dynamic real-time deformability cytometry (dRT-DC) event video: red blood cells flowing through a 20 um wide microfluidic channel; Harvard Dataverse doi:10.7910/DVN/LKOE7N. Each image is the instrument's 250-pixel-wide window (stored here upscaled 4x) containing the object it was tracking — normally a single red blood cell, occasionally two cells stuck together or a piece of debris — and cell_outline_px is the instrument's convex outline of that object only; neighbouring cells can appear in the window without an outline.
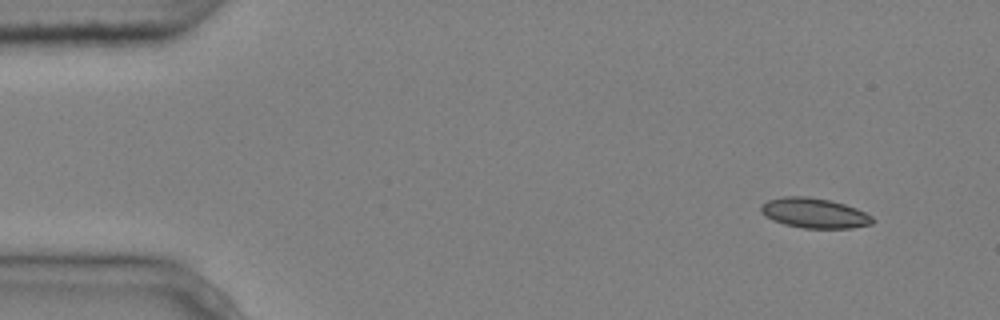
{"species": "common noctule bat (a hibernating species)", "species_latin": "Nyctalus noctula", "temperature_condition": "cold", "stored_images_in_passage": 4, "camera_frame_rate_fps": 3000, "um_per_image_px": 0.085, "animal": {"sex": "male", "body_mass_g": 20.4}, "frame": {"image": 1, "passage_image": 1, "time_ms": 0.0, "image_size_px": [1000, 320], "cell_outline_px": [[876, 220], [872, 224], [852, 228], [804, 228], [784, 224], [772, 220], [760, 208], [760, 204], [768, 200], [784, 196], [808, 196], [828, 200], [844, 204], [856, 208], [872, 216]], "centroid_in_image_um": [69.24, 18.11], "position_along_channel_um": 15.8, "area_um2": 19.42}}
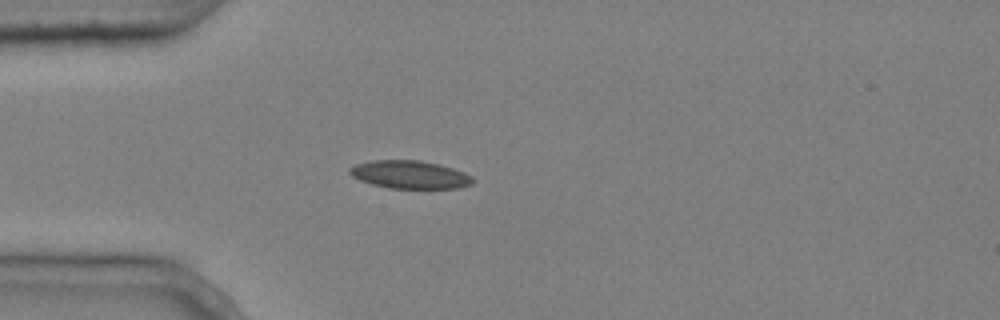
{"frame": {"image": 2, "passage_image": 4, "time_ms": 1.0, "image_size_px": [1000, 320], "cell_outline_px": [[472, 184], [460, 188], [388, 188], [372, 184], [360, 180], [352, 176], [348, 172], [348, 168], [356, 164], [372, 160], [420, 160], [440, 164], [464, 172], [472, 176]], "centroid_in_image_um": [34.82, 14.83], "position_along_channel_um": 50.2, "area_um2": 20.11}}